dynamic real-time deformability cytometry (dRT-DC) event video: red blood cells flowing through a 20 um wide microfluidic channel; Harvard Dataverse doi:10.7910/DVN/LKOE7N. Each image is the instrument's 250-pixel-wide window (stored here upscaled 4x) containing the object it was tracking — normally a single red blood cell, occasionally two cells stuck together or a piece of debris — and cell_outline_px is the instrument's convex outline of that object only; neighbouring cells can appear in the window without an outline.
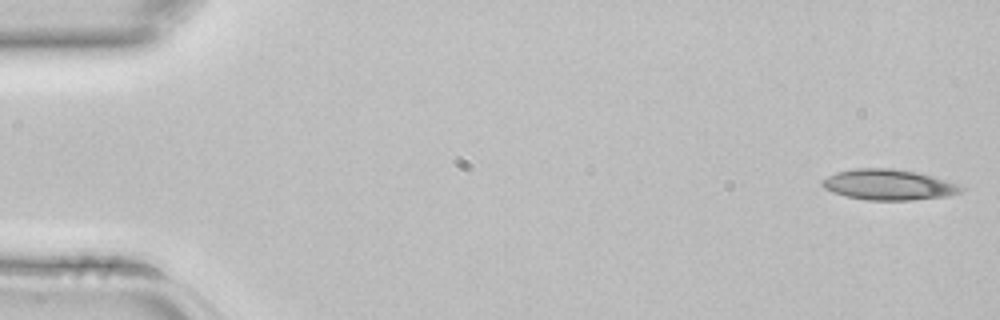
{"species": "common noctule bat (a hibernating species)", "species_latin": "Nyctalus noctula", "temperature_condition": "room temperature", "stored_images_in_passage": 3, "camera_frame_rate_fps": 3000, "um_per_image_px": 0.085, "animal": {"sex": "female", "body_mass_g": 22.7, "forearm_length_mm": 54.2}, "frame": {"image": 1, "passage_image": 1, "time_ms": 0.0, "image_size_px": [1000, 320], "cell_outline_px": [[964, 192], [948, 196], [912, 200], [864, 200], [844, 196], [832, 192], [824, 188], [820, 184], [820, 180], [836, 172], [856, 168], [892, 168], [916, 172], [932, 176], [956, 184], [964, 188]], "centroid_in_image_um": [75.49, 15.71], "position_along_channel_um": 9.5, "area_um2": 24.91}}
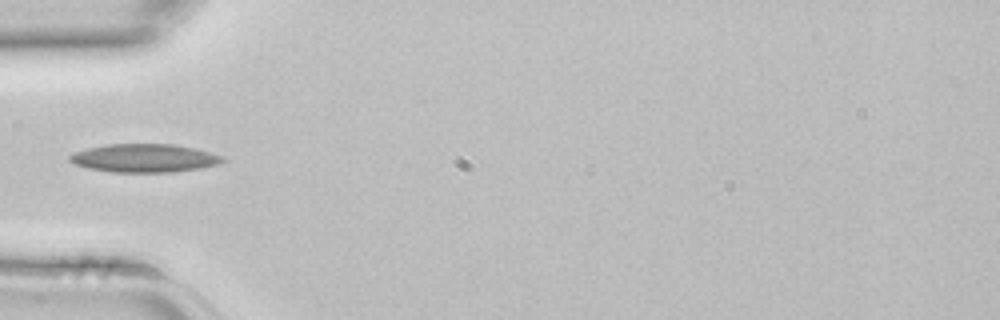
{"frame": {"image": 2, "passage_image": 3, "time_ms": 0.667, "image_size_px": [1000, 320], "cell_outline_px": [[228, 160], [220, 164], [200, 168], [172, 172], [112, 172], [88, 168], [76, 164], [68, 160], [68, 156], [76, 152], [88, 148], [108, 144], [172, 144], [192, 148], [224, 156]], "centroid_in_image_um": [12.3, 13.44], "position_along_channel_um": 72.7, "area_um2": 25.14}}